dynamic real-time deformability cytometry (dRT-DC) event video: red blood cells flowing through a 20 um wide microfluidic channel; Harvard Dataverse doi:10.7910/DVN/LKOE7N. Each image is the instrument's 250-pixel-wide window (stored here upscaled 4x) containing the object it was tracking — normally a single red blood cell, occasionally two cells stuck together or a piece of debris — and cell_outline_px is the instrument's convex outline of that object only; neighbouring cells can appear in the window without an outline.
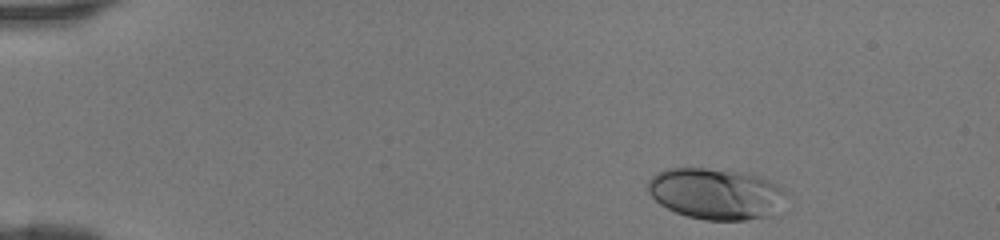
{"species": "human", "species_latin": "Homo sapiens", "temperature_condition": "room temperature", "stored_images_in_passage": 41, "camera_frame_rate_fps": 3000, "um_per_image_px": 0.085, "donor": {"sex": "female"}, "frame": {"image": 1, "passage_image": 2, "time_ms": 0.333, "image_size_px": [1000, 240], "cell_outline_px": [[784, 192], [772, 216], [744, 220], [704, 220], [688, 216], [676, 212], [660, 204], [648, 192], [648, 180], [656, 172], [664, 168], [704, 168], [744, 172], [760, 176], [776, 184]], "centroid_in_image_um": [60.77, 16.45], "position_along_channel_um": 24.2, "area_um2": 40.86}}
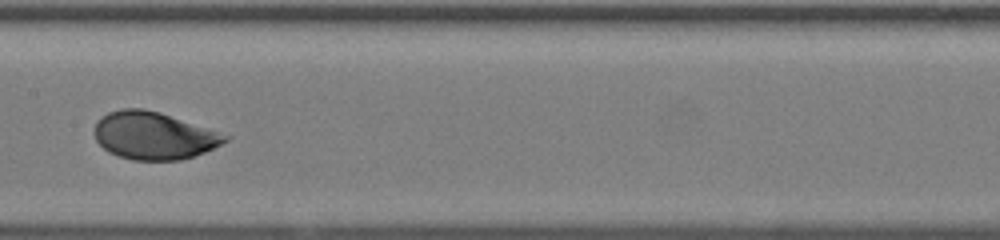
{"frame": {"image": 2, "passage_image": 20, "time_ms": 6.333, "image_size_px": [1000, 240], "cell_outline_px": [[232, 136], [228, 140], [204, 152], [180, 160], [132, 160], [108, 152], [96, 140], [96, 124], [108, 112], [124, 108], [144, 108], [160, 112]], "centroid_in_image_um": [13.09, 11.53], "position_along_channel_um": 194.3, "area_um2": 35.78}}
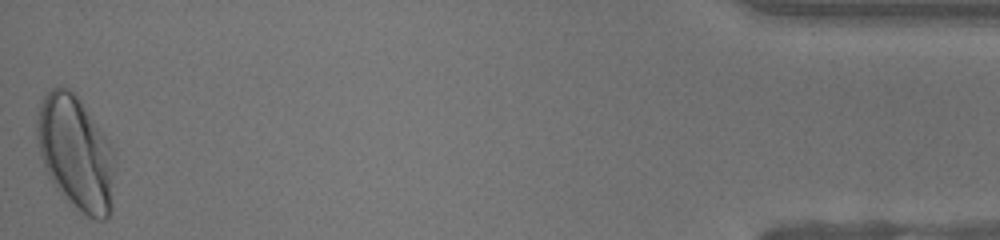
{"frame": {"image": 3, "passage_image": 41, "time_ms": 13.333, "image_size_px": [1000, 240], "cell_outline_px": [[116, 164], [112, 208], [108, 216], [104, 220], [96, 220], [88, 216], [68, 204], [56, 188], [48, 176], [44, 168], [40, 156], [36, 140], [36, 120], [40, 100], [44, 92], [52, 88], [68, 88], [80, 100], [108, 140], [112, 148]], "centroid_in_image_um": [6.43, 13.04], "position_along_channel_um": 428.8, "area_um2": 52.48}}